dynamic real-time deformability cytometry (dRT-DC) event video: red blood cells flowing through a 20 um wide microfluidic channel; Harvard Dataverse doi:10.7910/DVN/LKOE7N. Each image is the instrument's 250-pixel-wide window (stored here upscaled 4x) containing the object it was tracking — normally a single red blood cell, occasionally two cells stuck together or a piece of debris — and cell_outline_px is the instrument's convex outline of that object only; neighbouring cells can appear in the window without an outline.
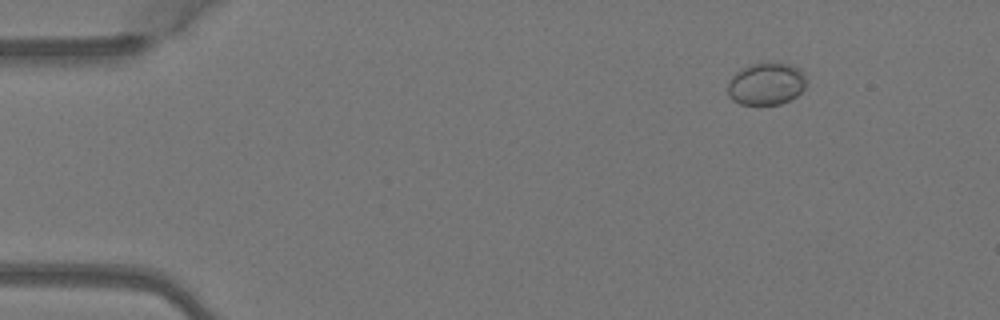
{"species": "Egyptian fruit bat (a non-hibernating species)", "species_latin": "Rousettus aegyptiacus", "temperature_condition": "warm", "stored_images_in_passage": 5, "camera_frame_rate_fps": 3000, "um_per_image_px": 0.085, "animal": {"sex": "female"}, "frame": {"image": 1, "passage_image": 2, "time_ms": 0.333, "image_size_px": [1000, 320], "cell_outline_px": [[808, 80], [804, 88], [796, 96], [780, 104], [740, 104], [732, 100], [728, 96], [728, 80], [736, 72], [752, 64], [792, 64], [800, 68]], "centroid_in_image_um": [65.14, 7.14], "position_along_channel_um": 19.9, "area_um2": 19.25}}